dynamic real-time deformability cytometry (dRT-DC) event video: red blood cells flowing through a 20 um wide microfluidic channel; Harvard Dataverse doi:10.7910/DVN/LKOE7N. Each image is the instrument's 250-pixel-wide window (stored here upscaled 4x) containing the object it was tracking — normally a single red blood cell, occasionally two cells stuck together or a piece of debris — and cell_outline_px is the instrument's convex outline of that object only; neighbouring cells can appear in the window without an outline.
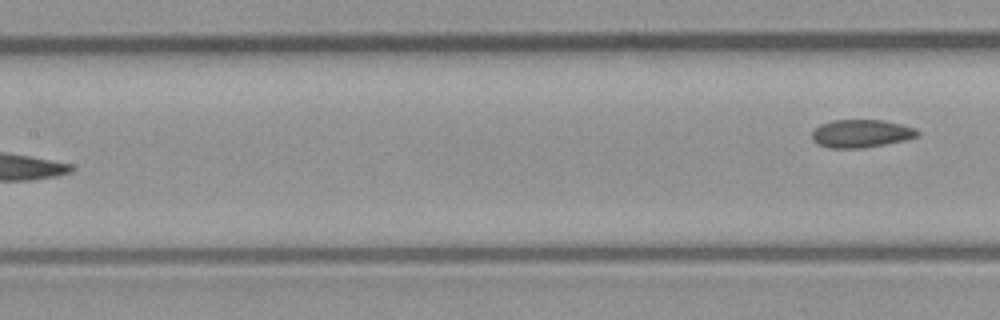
{"species": "common noctule bat (a hibernating species)", "species_latin": "Nyctalus noctula", "temperature_condition": "room temperature", "stored_images_in_passage": 7, "segment_of_instrument_passage": [2, 2], "camera_frame_rate_fps": 3000, "um_per_image_px": 0.085, "animal": {"sex": "male", "body_mass_g": 23.1, "forearm_length_mm": 52.7}, "frame": {"image": 1, "passage_image": 7, "time_ms": 7.667, "image_size_px": [1000, 320], "cell_outline_px": [[920, 132], [916, 136], [904, 140], [884, 144], [860, 148], [828, 148], [812, 140], [812, 132], [820, 124], [832, 120], [884, 120], [916, 128]], "centroid_in_image_um": [73.18, 11.34], "position_along_channel_um": 134.2, "area_um2": 17.05}}